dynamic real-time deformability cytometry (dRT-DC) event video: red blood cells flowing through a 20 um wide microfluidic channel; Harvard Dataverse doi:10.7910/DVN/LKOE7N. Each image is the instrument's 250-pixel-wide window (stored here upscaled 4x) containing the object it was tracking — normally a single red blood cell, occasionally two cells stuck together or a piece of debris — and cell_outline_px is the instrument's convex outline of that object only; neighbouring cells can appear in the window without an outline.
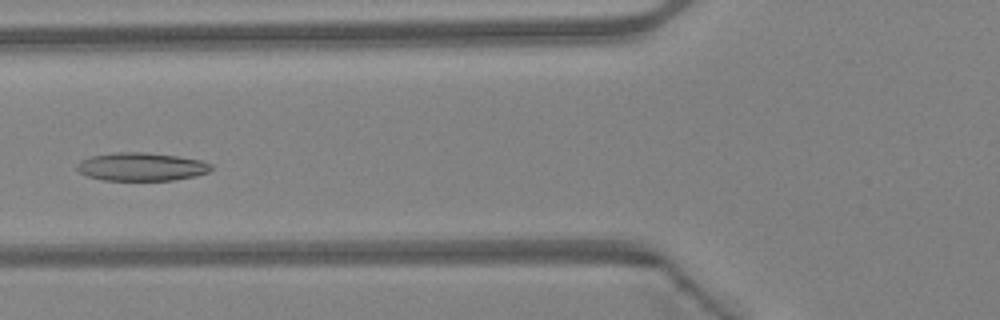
{"species": "Egyptian fruit bat (a non-hibernating species)", "species_latin": "Rousettus aegyptiacus", "temperature_condition": "warm", "stored_images_in_passage": 48, "camera_frame_rate_fps": 3000, "um_per_image_px": 0.085, "animal": {"sex": "female"}, "frame": {"image": 1, "passage_image": 19, "time_ms": 6.0, "image_size_px": [1000, 320], "cell_outline_px": [[212, 168], [208, 172], [196, 176], [172, 180], [104, 180], [88, 176], [80, 172], [76, 168], [76, 164], [80, 160], [88, 156], [112, 152], [144, 152], [176, 156], [200, 160], [212, 164]], "centroid_in_image_um": [11.98, 14.16], "position_along_channel_um": 113.8, "area_um2": 22.14}}
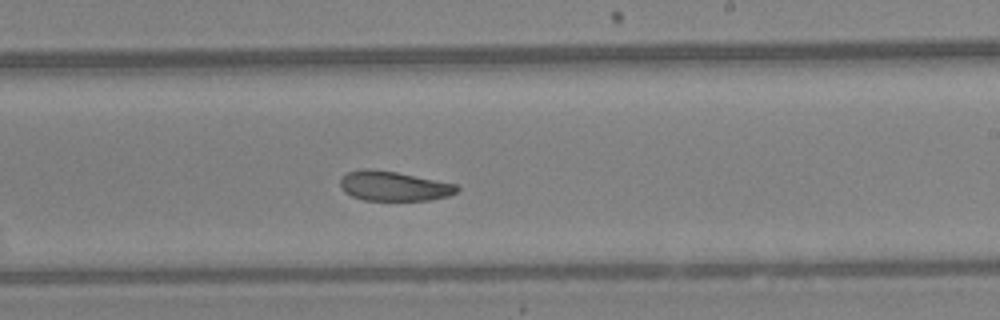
{"frame": {"image": 2, "passage_image": 29, "time_ms": 9.333, "image_size_px": [1000, 320], "cell_outline_px": [[460, 188], [456, 192], [448, 196], [432, 200], [364, 200], [352, 196], [344, 192], [340, 188], [340, 176], [348, 172], [364, 168], [372, 168], [396, 172], [456, 184]], "centroid_in_image_um": [33.43, 15.81], "position_along_channel_um": 255.6, "area_um2": 20.29}}
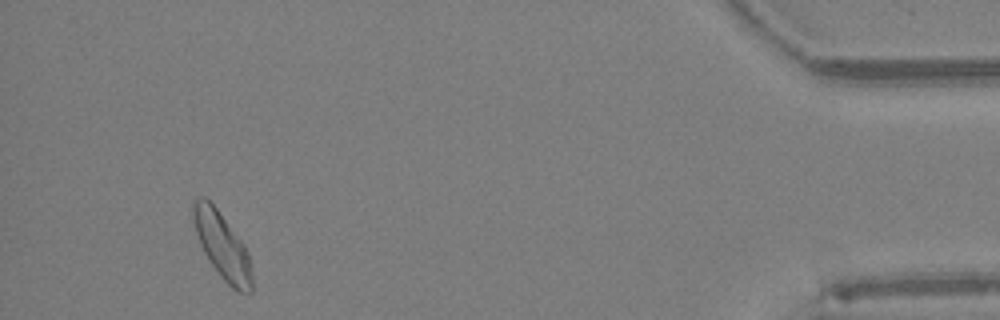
{"frame": {"image": 3, "passage_image": 45, "time_ms": 14.667, "image_size_px": [1000, 320], "cell_outline_px": [[252, 292], [240, 292], [232, 288], [220, 276], [204, 252], [200, 244], [192, 220], [192, 204], [196, 200], [204, 196], [216, 208], [244, 244], [248, 252], [252, 272]], "centroid_in_image_um": [18.89, 20.9], "position_along_channel_um": 416.3, "area_um2": 22.37}, "authors_computed_cell_mechanics": {"area_um2": 21.9929, "velocity_mm_per_s": 4.2756, "shape_relaxation_time_tau1_ms": 6.58, "shape_relaxation_time_tau2_ms": null, "deformation_change_tau1": 0.1332, "deformation_change_tau2": null}}